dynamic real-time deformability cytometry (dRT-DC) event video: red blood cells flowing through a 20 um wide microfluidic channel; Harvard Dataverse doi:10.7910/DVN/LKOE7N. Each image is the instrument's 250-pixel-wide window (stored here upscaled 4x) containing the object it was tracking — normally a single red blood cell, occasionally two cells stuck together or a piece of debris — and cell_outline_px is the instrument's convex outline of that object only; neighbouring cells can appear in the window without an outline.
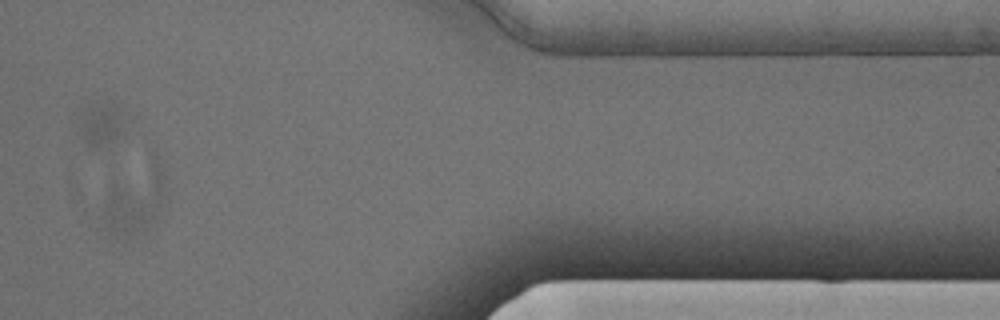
{"species": "Egyptian fruit bat (a non-hibernating species)", "species_latin": "Rousettus aegyptiacus", "temperature_condition": "cold", "stored_images_in_passage": 14, "camera_frame_rate_fps": 3000, "um_per_image_px": 0.085, "animal": {"sex": "male"}, "frame": {"image": 1, "passage_image": 12, "time_ms": 3.667, "image_size_px": [1000, 320], "cell_outline_px": [[164, 196], [156, 216], [148, 228], [132, 236], [116, 236], [112, 232], [104, 216], [104, 212], [112, 188], [148, 152], [156, 148], [164, 188]], "centroid_in_image_um": [11.57, 16.81], "position_along_channel_um": 399.8, "area_um2": 24.39}}